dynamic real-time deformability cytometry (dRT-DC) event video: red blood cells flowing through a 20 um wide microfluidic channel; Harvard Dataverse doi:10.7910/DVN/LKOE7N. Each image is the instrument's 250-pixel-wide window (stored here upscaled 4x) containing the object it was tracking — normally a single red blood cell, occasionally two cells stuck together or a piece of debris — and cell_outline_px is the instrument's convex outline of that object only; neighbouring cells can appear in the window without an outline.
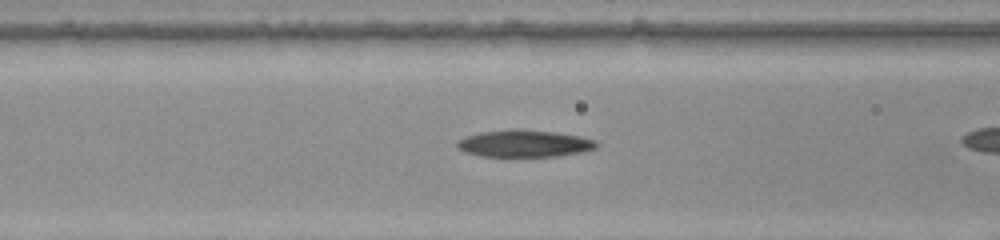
{"species": "common noctule bat (a hibernating species)", "species_latin": "Nyctalus noctula", "temperature_condition": "warm", "stored_images_in_passage": 11, "camera_frame_rate_fps": 3000, "um_per_image_px": 0.085, "animal": {"sex": "female", "body_mass_g": 22.0, "forearm_length_mm": 56.7}, "frame": {"image": 1, "passage_image": 10, "time_ms": 3.0, "image_size_px": [1000, 240], "cell_outline_px": [[596, 148], [584, 152], [556, 156], [480, 156], [464, 152], [456, 148], [456, 144], [464, 136], [480, 132], [512, 128], [520, 128], [556, 132], [580, 136], [596, 140]], "centroid_in_image_um": [44.54, 12.18], "position_along_channel_um": 122.1, "area_um2": 22.25}}